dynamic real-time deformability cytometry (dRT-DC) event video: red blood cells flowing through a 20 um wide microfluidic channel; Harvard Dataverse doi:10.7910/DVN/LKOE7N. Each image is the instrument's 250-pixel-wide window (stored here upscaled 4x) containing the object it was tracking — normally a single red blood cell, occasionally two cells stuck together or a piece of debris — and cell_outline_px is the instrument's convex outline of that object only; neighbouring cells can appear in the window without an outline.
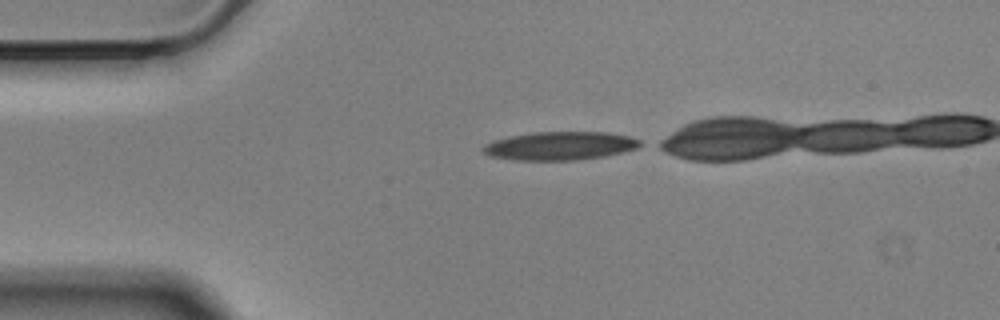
{"species": "Egyptian fruit bat (a non-hibernating species)", "species_latin": "Rousettus aegyptiacus", "temperature_condition": "cold", "stored_images_in_passage": 34, "camera_frame_rate_fps": 3000, "um_per_image_px": 0.085, "animal": {"sex": "male"}, "frame": {"image": 1, "passage_image": 1, "time_ms": 0.0, "image_size_px": [1000, 320], "cell_outline_px": [[644, 144], [636, 148], [624, 152], [604, 156], [580, 160], [512, 160], [488, 156], [480, 152], [480, 148], [484, 144], [496, 140], [512, 136], [536, 132], [608, 132], [628, 136], [640, 140]], "centroid_in_image_um": [47.58, 12.41], "position_along_channel_um": 37.4, "area_um2": 26.18}}
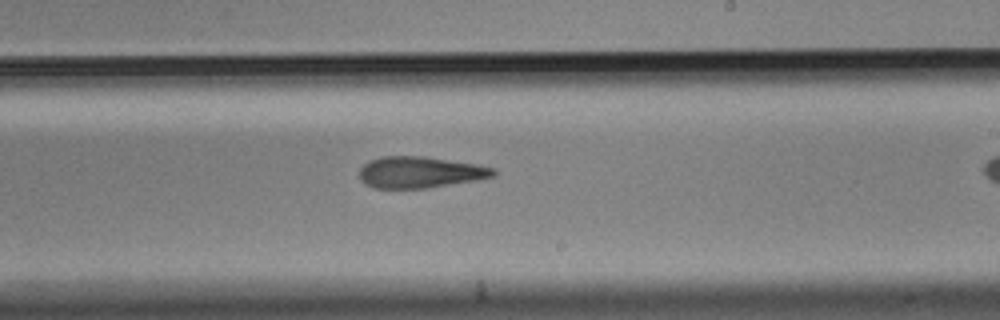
{"frame": {"image": 2, "passage_image": 22, "time_ms": 7.0, "image_size_px": [1000, 320], "cell_outline_px": [[496, 172], [492, 176], [476, 180], [428, 188], [372, 188], [364, 184], [360, 180], [360, 168], [368, 160], [380, 156], [424, 156], [476, 164], [496, 168]], "centroid_in_image_um": [35.66, 14.64], "position_along_channel_um": 253.3, "area_um2": 24.62}}
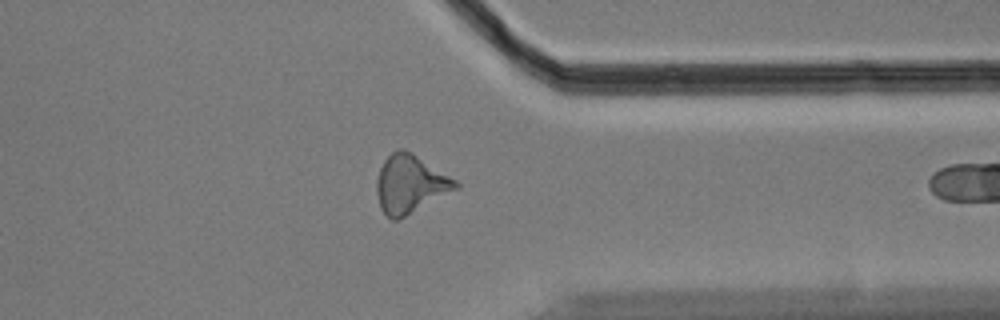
{"frame": {"image": 3, "passage_image": 33, "time_ms": 10.667, "image_size_px": [1000, 320], "cell_outline_px": [[460, 188], [396, 220], [392, 220], [380, 208], [376, 192], [376, 180], [380, 168], [384, 160], [396, 148], [404, 148], [412, 152], [456, 180], [460, 184]], "centroid_in_image_um": [34.85, 15.62], "position_along_channel_um": 376.5, "area_um2": 26.65}}